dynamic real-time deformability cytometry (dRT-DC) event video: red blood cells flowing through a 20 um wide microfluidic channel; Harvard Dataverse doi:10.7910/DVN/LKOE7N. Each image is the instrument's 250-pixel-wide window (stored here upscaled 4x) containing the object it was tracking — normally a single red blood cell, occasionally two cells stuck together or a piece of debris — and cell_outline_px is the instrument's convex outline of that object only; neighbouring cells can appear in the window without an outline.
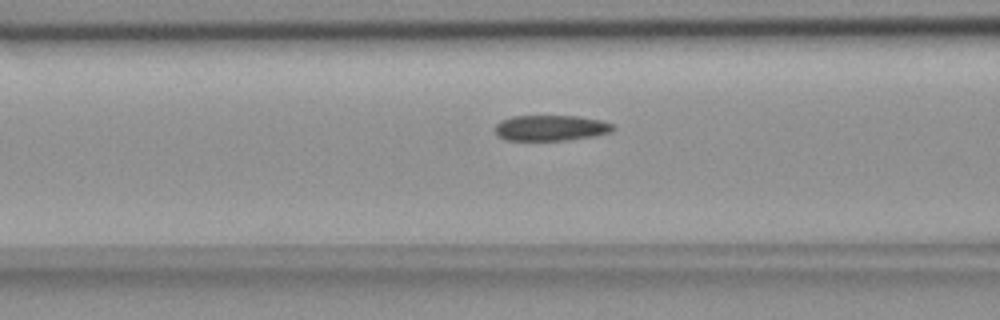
{"species": "common noctule bat (a hibernating species)", "species_latin": "Nyctalus noctula", "temperature_condition": "room temperature", "stored_images_in_passage": 36, "camera_frame_rate_fps": 3000, "um_per_image_px": 0.085, "animal": {"sex": "female", "body_mass_g": 18.4}, "frame": {"image": 1, "passage_image": 10, "time_ms": 3.0, "image_size_px": [1000, 320], "cell_outline_px": [[616, 128], [612, 132], [596, 136], [568, 140], [504, 140], [492, 128], [500, 120], [512, 116], [580, 116], [600, 120], [612, 124]], "centroid_in_image_um": [46.82, 10.87], "position_along_channel_um": 119.8, "area_um2": 17.86}}
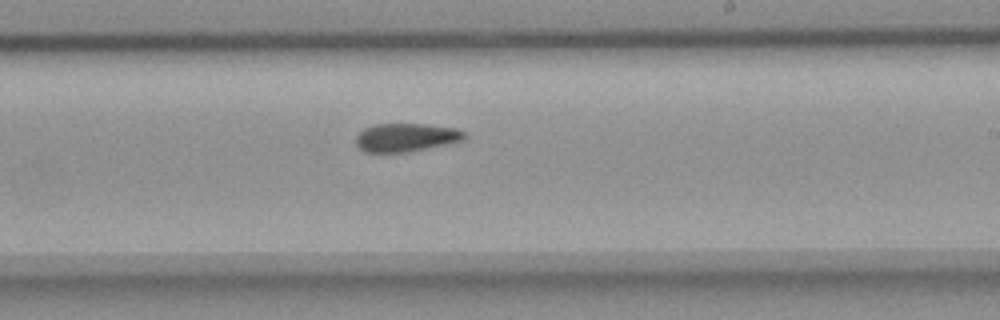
{"frame": {"image": 2, "passage_image": 21, "time_ms": 6.667, "image_size_px": [1000, 320], "cell_outline_px": [[468, 136], [464, 140], [448, 144], [408, 152], [364, 152], [356, 144], [356, 136], [364, 128], [372, 124], [428, 124], [456, 128], [464, 132]], "centroid_in_image_um": [34.53, 11.68], "position_along_channel_um": 254.5, "area_um2": 18.09}}
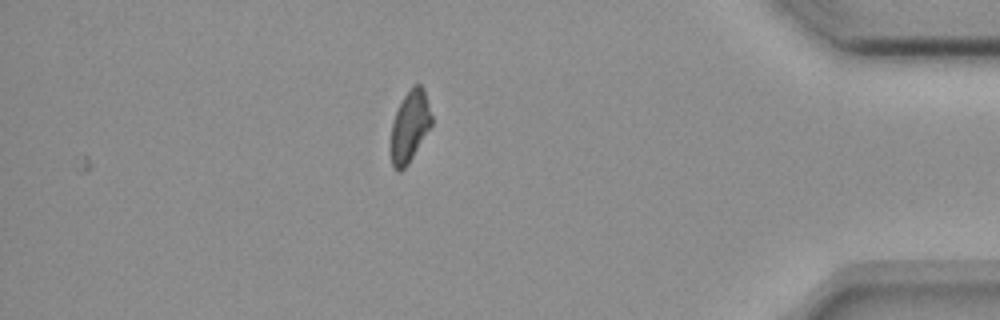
{"frame": {"image": 3, "passage_image": 36, "time_ms": 11.667, "image_size_px": [1000, 320], "cell_outline_px": [[432, 124], [408, 164], [400, 172], [396, 172], [392, 168], [388, 148], [392, 120], [404, 96], [412, 84], [420, 84], [424, 88], [432, 116]], "centroid_in_image_um": [34.78, 10.79], "position_along_channel_um": 400.4, "area_um2": 17.46}, "authors_computed_cell_mechanics": {"area_um2": 18.2937, "velocity_mm_per_s": 3.6836, "shape_relaxation_time_tau1_ms": null, "shape_relaxation_time_tau2_ms": 3.4229, "deformation_change_tau1": null, "deformation_change_tau2": 0.0607}}